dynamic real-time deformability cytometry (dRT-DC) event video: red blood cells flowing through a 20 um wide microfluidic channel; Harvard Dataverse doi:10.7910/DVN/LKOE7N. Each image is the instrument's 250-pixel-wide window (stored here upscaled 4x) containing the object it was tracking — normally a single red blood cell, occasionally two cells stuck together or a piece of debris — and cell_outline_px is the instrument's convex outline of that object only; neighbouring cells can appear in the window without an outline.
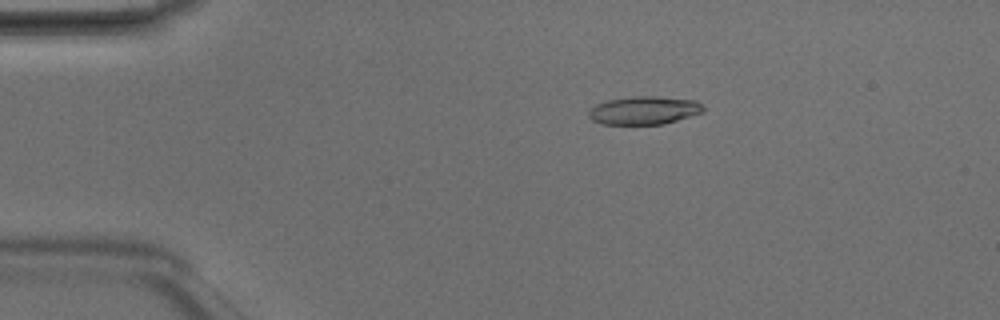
{"species": "Egyptian fruit bat (a non-hibernating species)", "species_latin": "Rousettus aegyptiacus", "temperature_condition": "room temperature", "stored_images_in_passage": 4, "camera_frame_rate_fps": 3000, "um_per_image_px": 0.085, "animal": {"sex": "male"}, "frame": {"image": 1, "passage_image": 2, "time_ms": 0.333, "image_size_px": [1000, 320], "cell_outline_px": [[704, 112], [664, 124], [604, 124], [592, 120], [588, 116], [588, 108], [596, 104], [608, 100], [636, 96], [656, 96], [696, 100], [704, 104]], "centroid_in_image_um": [54.76, 9.38], "position_along_channel_um": 30.2, "area_um2": 18.96}}
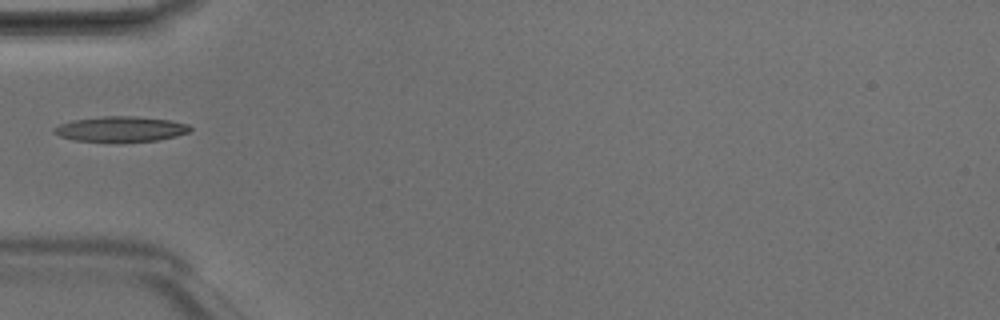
{"frame": {"image": 2, "passage_image": 4, "time_ms": 1.0, "image_size_px": [1000, 320], "cell_outline_px": [[192, 128], [188, 132], [176, 136], [156, 140], [72, 140], [60, 136], [52, 132], [52, 128], [60, 124], [72, 120], [100, 116], [136, 116], [168, 120], [188, 124]], "centroid_in_image_um": [10.23, 10.94], "position_along_channel_um": 74.8, "area_um2": 19.54}}